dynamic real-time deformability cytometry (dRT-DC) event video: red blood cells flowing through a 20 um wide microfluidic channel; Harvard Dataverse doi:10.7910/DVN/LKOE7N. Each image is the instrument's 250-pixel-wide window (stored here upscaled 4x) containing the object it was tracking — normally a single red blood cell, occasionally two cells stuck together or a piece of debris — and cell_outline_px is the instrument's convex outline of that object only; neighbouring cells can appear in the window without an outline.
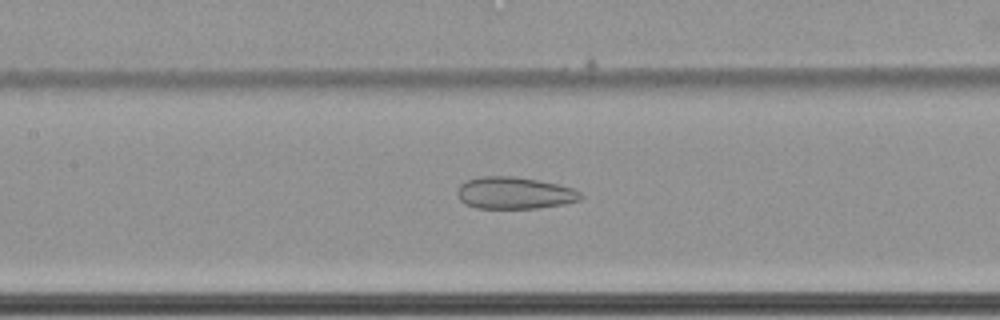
{"species": "common noctule bat (a hibernating species)", "species_latin": "Nyctalus noctula", "temperature_condition": "cold", "stored_images_in_passage": 65, "camera_frame_rate_fps": 3000, "um_per_image_px": 0.085, "animal": {"sex": "female", "body_mass_g": 22.7, "forearm_length_mm": 54.2}, "frame": {"image": 1, "passage_image": 33, "time_ms": 10.667, "image_size_px": [1000, 320], "cell_outline_px": [[584, 196], [580, 200], [564, 204], [536, 208], [476, 208], [464, 204], [456, 196], [456, 192], [460, 184], [468, 180], [480, 176], [516, 176], [560, 184], [572, 188], [580, 192]], "centroid_in_image_um": [43.72, 16.4], "position_along_channel_um": 163.7, "area_um2": 23.24}}
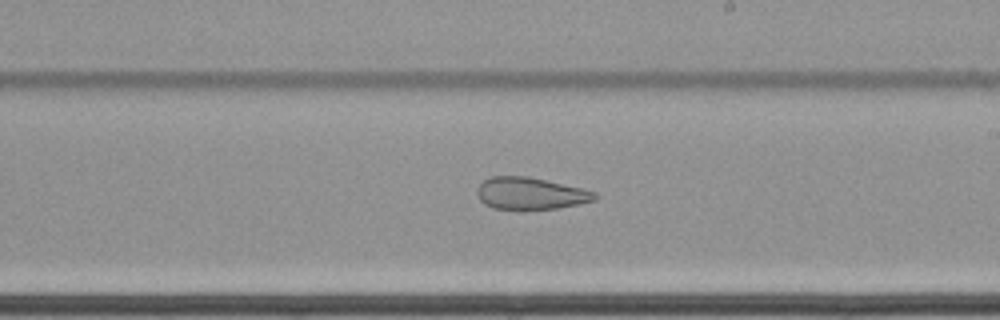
{"frame": {"image": 2, "passage_image": 40, "time_ms": 13.0, "image_size_px": [1000, 320], "cell_outline_px": [[596, 200], [556, 208], [524, 212], [492, 208], [484, 204], [476, 196], [476, 188], [488, 176], [528, 176], [584, 188], [596, 192]], "centroid_in_image_um": [45.03, 16.47], "position_along_channel_um": 244.0, "area_um2": 22.77}}
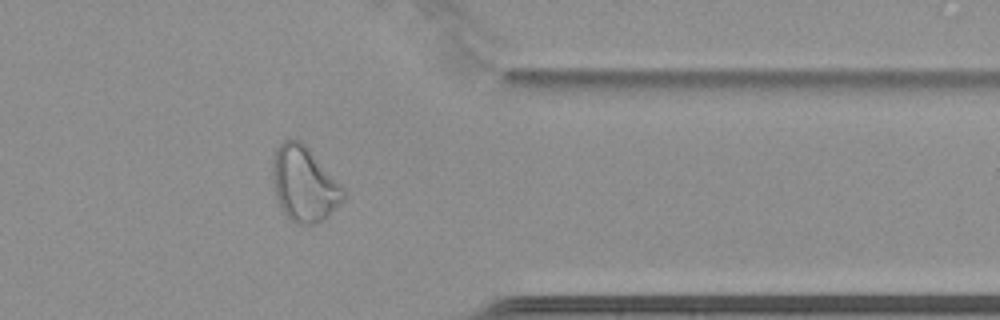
{"frame": {"image": 3, "passage_image": 53, "time_ms": 17.333, "image_size_px": [1000, 320], "cell_outline_px": [[344, 200], [320, 224], [296, 224], [284, 212], [276, 200], [272, 176], [272, 156], [276, 148], [284, 140], [300, 140], [308, 148], [344, 188]], "centroid_in_image_um": [25.83, 15.66], "position_along_channel_um": 385.6, "area_um2": 30.92}}